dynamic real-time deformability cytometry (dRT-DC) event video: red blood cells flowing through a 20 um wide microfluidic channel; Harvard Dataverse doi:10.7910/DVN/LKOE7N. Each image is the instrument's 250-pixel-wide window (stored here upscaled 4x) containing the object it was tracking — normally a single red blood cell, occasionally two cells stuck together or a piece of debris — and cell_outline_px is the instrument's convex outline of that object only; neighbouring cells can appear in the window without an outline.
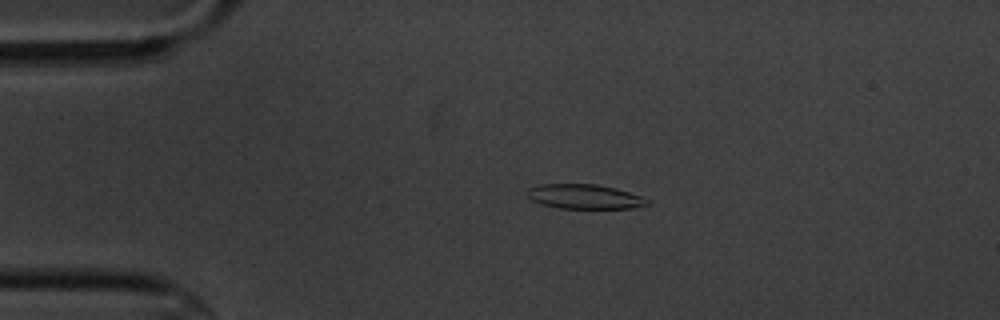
{"species": "common noctule bat (a hibernating species)", "species_latin": "Nyctalus noctula", "temperature_condition": "cold", "stored_images_in_passage": 3, "camera_frame_rate_fps": 3000, "um_per_image_px": 0.085, "animal": {"sex": "male", "body_mass_g": 20.1, "forearm_length_mm": 53.5}, "frame": {"image": 1, "passage_image": 2, "time_ms": 2.0, "image_size_px": [1000, 320], "cell_outline_px": [[652, 204], [632, 208], [560, 208], [544, 204], [532, 200], [528, 196], [528, 188], [540, 184], [596, 184], [616, 188], [652, 200]], "centroid_in_image_um": [49.75, 16.71], "position_along_channel_um": 35.3, "area_um2": 17.11}}